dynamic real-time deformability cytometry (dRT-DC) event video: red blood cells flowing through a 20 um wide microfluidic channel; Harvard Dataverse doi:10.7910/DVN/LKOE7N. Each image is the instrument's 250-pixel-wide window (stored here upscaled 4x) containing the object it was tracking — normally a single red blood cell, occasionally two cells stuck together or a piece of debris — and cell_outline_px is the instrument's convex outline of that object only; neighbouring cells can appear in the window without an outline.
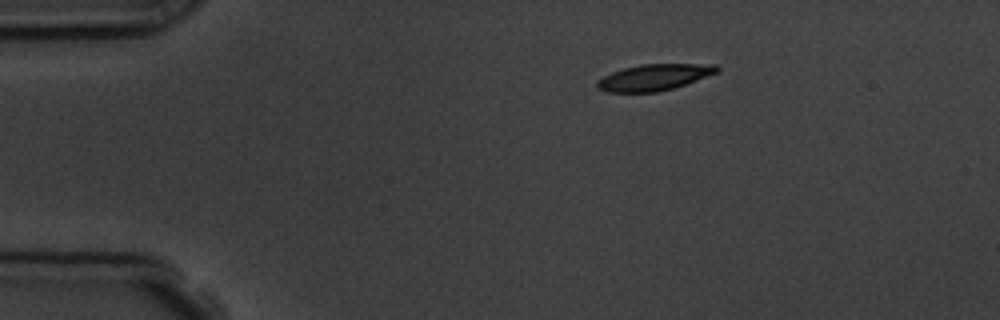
{"species": "common noctule bat (a hibernating species)", "species_latin": "Nyctalus noctula", "temperature_condition": "room temperature", "stored_images_in_passage": 14, "camera_frame_rate_fps": 3000, "um_per_image_px": 0.085, "animal": {"sex": "male", "body_mass_g": 19.5, "forearm_length_mm": 54.6}, "frame": {"image": 1, "passage_image": 1, "time_ms": 0.0, "image_size_px": [1000, 320], "cell_outline_px": [[720, 72], [672, 88], [656, 92], [608, 92], [596, 88], [596, 80], [612, 72], [624, 68], [640, 64], [716, 64], [720, 68]], "centroid_in_image_um": [55.6, 6.56], "position_along_channel_um": 29.4, "area_um2": 18.32}}
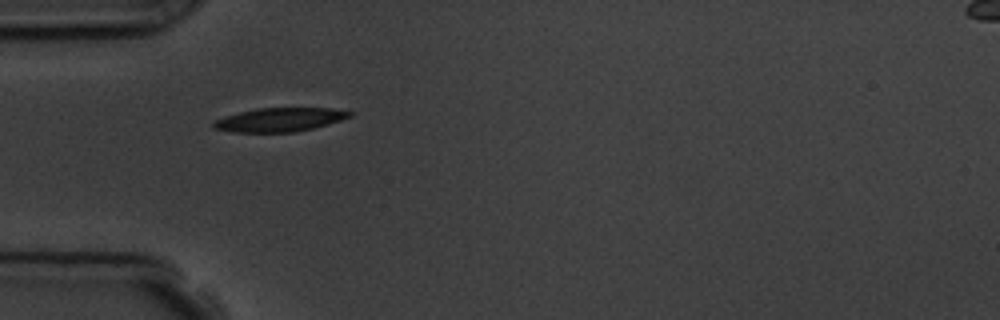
{"frame": {"image": 2, "passage_image": 3, "time_ms": 2.333, "image_size_px": [1000, 320], "cell_outline_px": [[356, 112], [352, 116], [328, 124], [296, 132], [232, 132], [212, 128], [212, 124], [216, 120], [240, 112], [256, 108], [332, 108]], "centroid_in_image_um": [23.81, 10.17], "position_along_channel_um": 61.2, "area_um2": 18.79}}
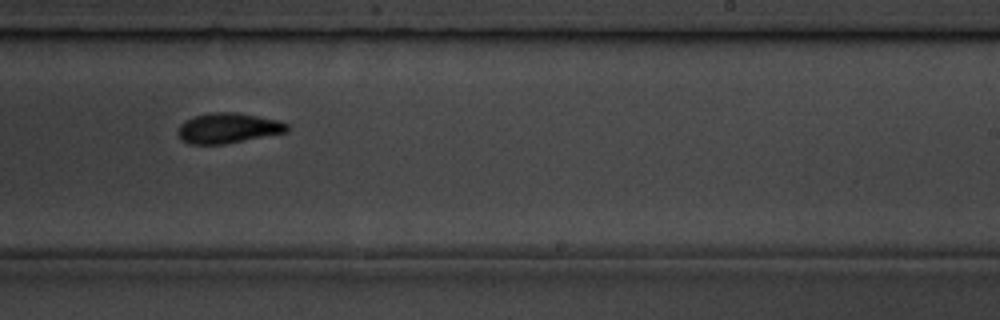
{"frame": {"image": 3, "passage_image": 8, "time_ms": 8.0, "image_size_px": [1000, 320], "cell_outline_px": [[288, 132], [224, 144], [188, 144], [176, 132], [180, 124], [184, 120], [196, 116], [212, 112], [236, 112], [280, 120], [288, 124]], "centroid_in_image_um": [19.4, 10.88], "position_along_channel_um": 269.6, "area_um2": 19.25}, "authors_computed_cell_mechanics": {"area_um2": 18.8428, "velocity_mm_per_s": 3.7306, "shape_relaxation_time_tau1_ms": 2.7324, "shape_relaxation_time_tau2_ms": 4.9809, "deformation_change_tau1": 0.0959, "deformation_change_tau2": 0.0796}}